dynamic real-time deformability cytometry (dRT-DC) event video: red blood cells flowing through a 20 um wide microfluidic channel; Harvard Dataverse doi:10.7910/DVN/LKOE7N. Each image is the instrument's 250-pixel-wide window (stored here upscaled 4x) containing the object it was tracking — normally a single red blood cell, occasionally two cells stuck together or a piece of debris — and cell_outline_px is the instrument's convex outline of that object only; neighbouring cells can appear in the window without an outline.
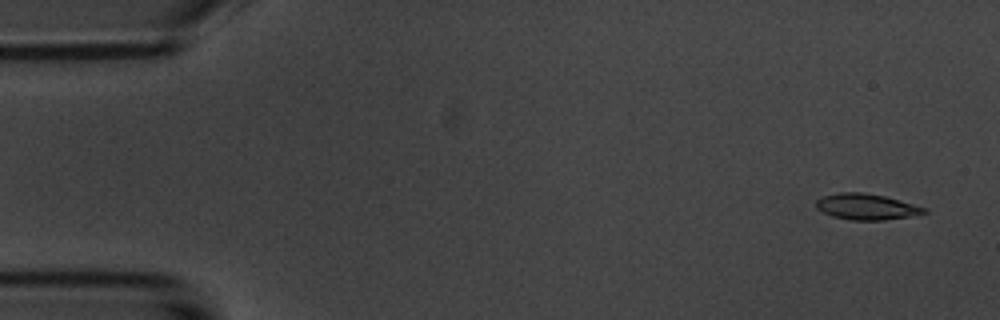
{"species": "common noctule bat (a hibernating species)", "species_latin": "Nyctalus noctula", "temperature_condition": "room temperature", "stored_images_in_passage": 4, "camera_frame_rate_fps": 3000, "um_per_image_px": 0.085, "animal": {"sex": "male", "body_mass_g": 20.1, "forearm_length_mm": 53.5}, "frame": {"image": 1, "passage_image": 1, "time_ms": 0.0, "image_size_px": [1000, 320], "cell_outline_px": [[928, 212], [908, 216], [884, 220], [852, 220], [832, 216], [816, 208], [816, 200], [820, 196], [840, 192], [864, 192], [884, 196], [928, 208]], "centroid_in_image_um": [73.62, 17.56], "position_along_channel_um": 11.4, "area_um2": 16.3}}
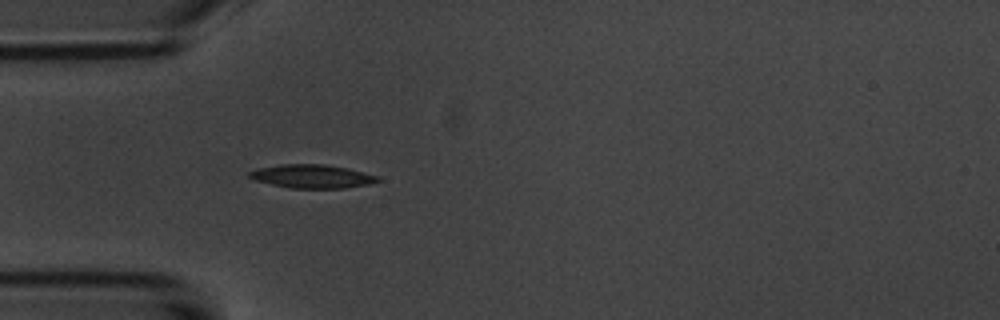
{"frame": {"image": 2, "passage_image": 4, "time_ms": 4.333, "image_size_px": [1000, 320], "cell_outline_px": [[380, 180], [368, 184], [344, 188], [292, 188], [272, 184], [256, 180], [248, 176], [248, 172], [256, 168], [280, 164], [324, 164], [348, 168], [380, 176]], "centroid_in_image_um": [26.53, 14.97], "position_along_channel_um": 58.5, "area_um2": 17.57}}